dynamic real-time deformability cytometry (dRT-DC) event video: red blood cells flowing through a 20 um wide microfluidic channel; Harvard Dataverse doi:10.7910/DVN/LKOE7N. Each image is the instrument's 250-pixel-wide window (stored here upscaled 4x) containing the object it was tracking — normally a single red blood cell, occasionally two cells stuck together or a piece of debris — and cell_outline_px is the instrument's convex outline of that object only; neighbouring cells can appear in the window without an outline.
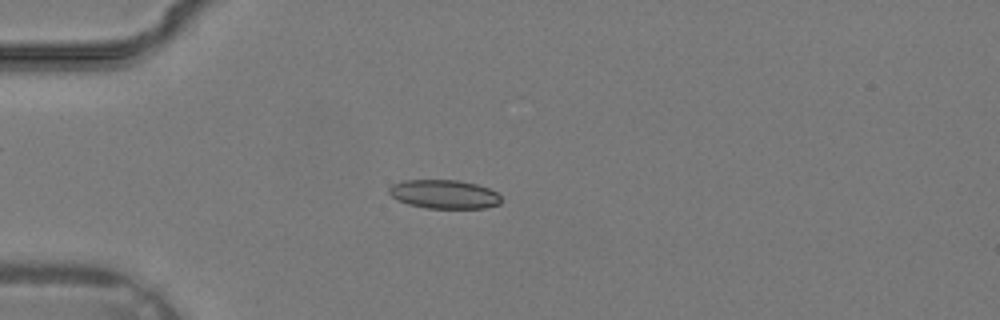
{"species": "common noctule bat (a hibernating species)", "species_latin": "Nyctalus noctula", "temperature_condition": "warm", "stored_images_in_passage": 36, "camera_frame_rate_fps": 3000, "um_per_image_px": 0.085, "animal": {"sex": "male", "body_mass_g": 19.2, "forearm_length_mm": 51.8}, "frame": {"image": 1, "passage_image": 10, "time_ms": 3.0, "image_size_px": [1000, 320], "cell_outline_px": [[500, 204], [484, 208], [424, 208], [408, 204], [392, 196], [388, 192], [388, 188], [392, 184], [404, 180], [456, 180], [476, 184], [488, 188], [496, 192], [500, 196]], "centroid_in_image_um": [37.74, 16.51], "position_along_channel_um": 47.3, "area_um2": 18.73}}
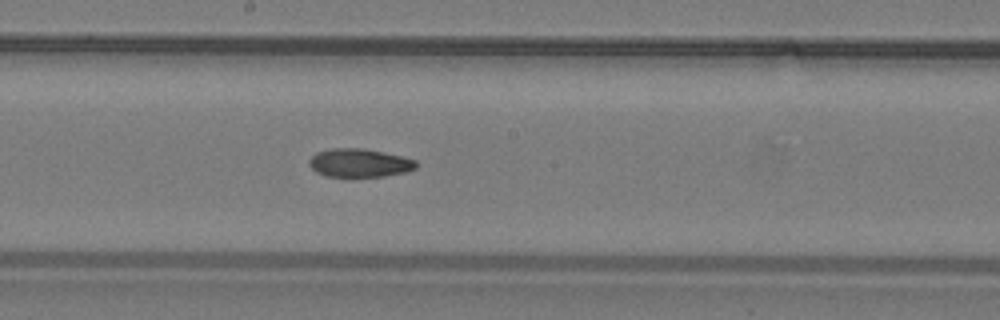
{"frame": {"image": 2, "passage_image": 20, "time_ms": 6.333, "image_size_px": [1000, 320], "cell_outline_px": [[416, 168], [404, 172], [384, 176], [352, 180], [324, 176], [316, 172], [308, 164], [308, 160], [316, 152], [332, 148], [364, 148], [384, 152], [416, 160]], "centroid_in_image_um": [30.49, 13.89], "position_along_channel_um": 217.7, "area_um2": 18.5}}
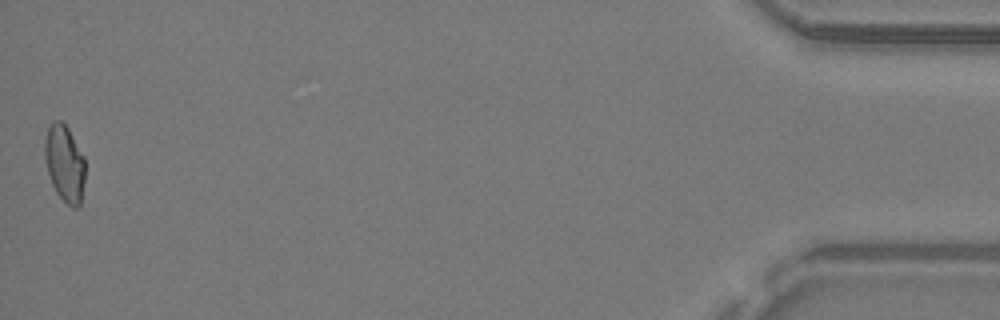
{"frame": {"image": 3, "passage_image": 36, "time_ms": 11.667, "image_size_px": [1000, 320], "cell_outline_px": [[84, 180], [80, 208], [72, 208], [56, 192], [52, 184], [44, 160], [44, 140], [48, 128], [52, 120], [60, 120], [68, 128], [84, 156]], "centroid_in_image_um": [5.48, 13.88], "position_along_channel_um": 429.7, "area_um2": 18.15}}